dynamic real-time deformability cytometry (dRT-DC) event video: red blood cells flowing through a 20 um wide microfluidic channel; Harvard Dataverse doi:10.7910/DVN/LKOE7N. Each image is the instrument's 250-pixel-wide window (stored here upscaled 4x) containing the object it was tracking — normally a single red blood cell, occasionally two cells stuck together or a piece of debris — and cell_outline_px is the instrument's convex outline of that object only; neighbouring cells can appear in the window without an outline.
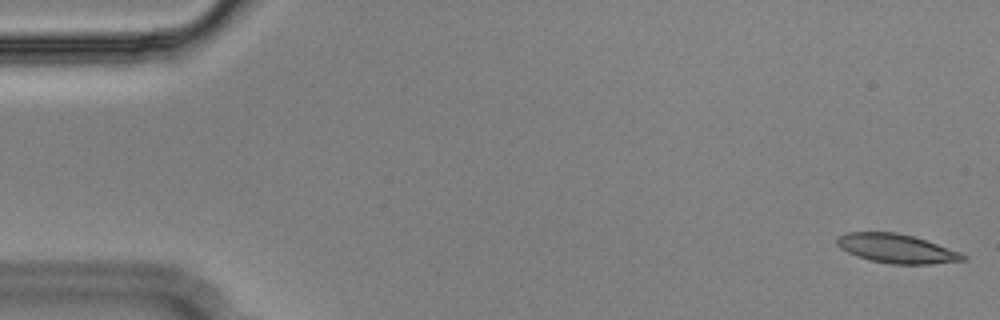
{"species": "Egyptian fruit bat (a non-hibernating species)", "species_latin": "Rousettus aegyptiacus", "temperature_condition": "cold", "stored_images_in_passage": 55, "camera_frame_rate_fps": 3000, "um_per_image_px": 0.085, "animal": {"sex": "male"}, "frame": {"image": 1, "passage_image": 1, "time_ms": 0.0, "image_size_px": [1000, 320], "cell_outline_px": [[968, 260], [932, 264], [892, 264], [868, 260], [856, 256], [840, 248], [836, 244], [836, 236], [844, 232], [896, 232], [912, 236], [960, 252], [968, 256]], "centroid_in_image_um": [76.17, 21.13], "position_along_channel_um": 8.8, "area_um2": 21.44}}
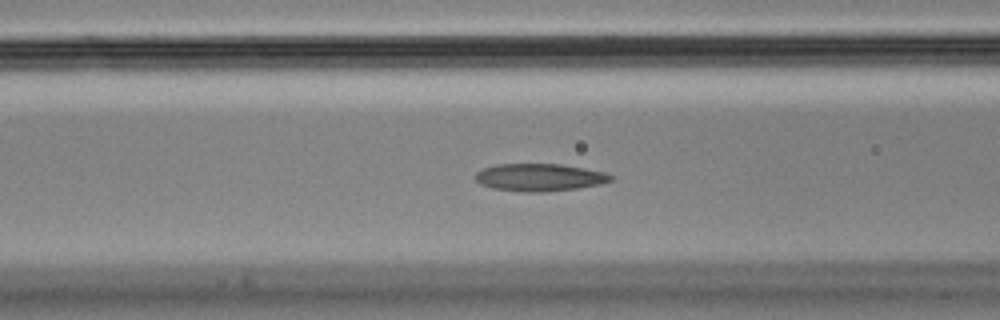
{"frame": {"image": 2, "passage_image": 21, "time_ms": 6.667, "image_size_px": [1000, 320], "cell_outline_px": [[612, 180], [600, 184], [576, 188], [544, 192], [524, 192], [492, 188], [480, 184], [476, 180], [476, 172], [484, 168], [496, 164], [560, 164], [604, 172], [612, 176]], "centroid_in_image_um": [45.82, 15.08], "position_along_channel_um": 120.8, "area_um2": 21.5}}
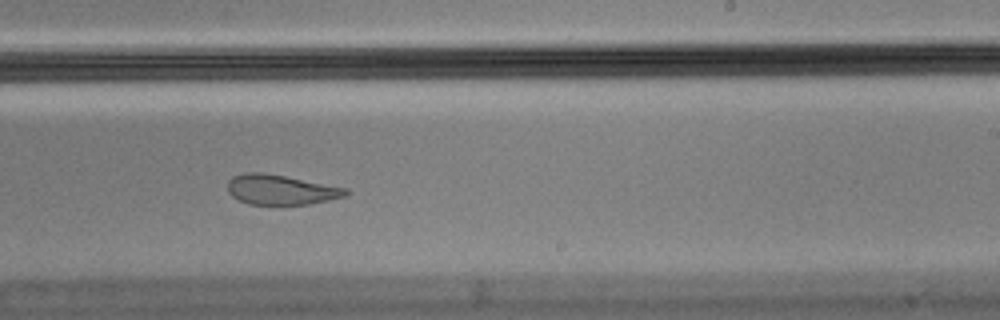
{"frame": {"image": 3, "passage_image": 33, "time_ms": 10.667, "image_size_px": [1000, 320], "cell_outline_px": [[348, 192], [344, 196], [328, 200], [308, 204], [248, 204], [232, 196], [228, 192], [228, 180], [232, 176], [244, 172], [260, 172], [284, 176], [348, 188]], "centroid_in_image_um": [23.83, 16.11], "position_along_channel_um": 265.2, "area_um2": 20.4}, "authors_computed_cell_mechanics": {"area_um2": 22.0218, "velocity_mm_per_s": 3.6112, "shape_relaxation_time_tau1_ms": null, "shape_relaxation_time_tau2_ms": 1.332, "deformation_change_tau1": null, "deformation_change_tau2": 0.0777}}